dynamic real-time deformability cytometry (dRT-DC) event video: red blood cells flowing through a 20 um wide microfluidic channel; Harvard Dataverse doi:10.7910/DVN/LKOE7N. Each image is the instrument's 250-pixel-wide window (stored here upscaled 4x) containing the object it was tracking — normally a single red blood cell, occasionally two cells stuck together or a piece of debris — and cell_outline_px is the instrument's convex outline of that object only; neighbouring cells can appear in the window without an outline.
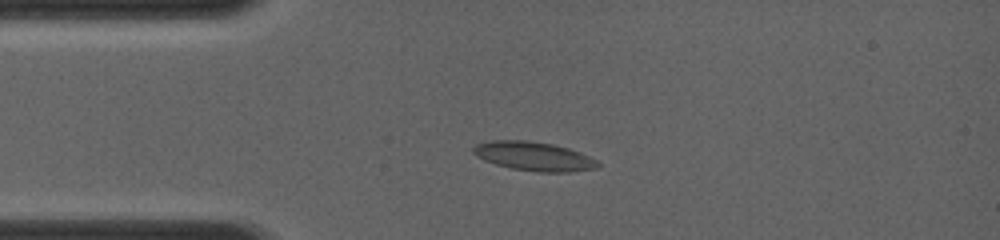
{"species": "common noctule bat (a hibernating species)", "species_latin": "Nyctalus noctula", "temperature_condition": "room temperature", "stored_images_in_passage": 4, "camera_frame_rate_fps": 4000, "um_per_image_px": 0.085, "animal": {"sex": "female", "body_mass_g": 19.0, "forearm_length_mm": 56.7}, "frame": {"image": 1, "passage_image": 3, "time_ms": 2.25, "image_size_px": [1000, 240], "cell_outline_px": [[600, 164], [592, 168], [568, 172], [548, 172], [516, 168], [496, 164], [480, 156], [472, 148], [476, 144], [492, 140], [524, 140], [552, 144], [568, 148], [588, 156], [596, 160]], "centroid_in_image_um": [45.4, 13.26], "position_along_channel_um": 39.6, "area_um2": 20.11}}
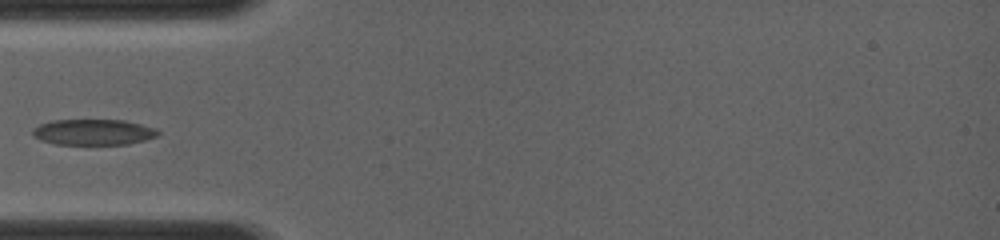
{"frame": {"image": 2, "passage_image": 4, "time_ms": 3.5, "image_size_px": [1000, 240], "cell_outline_px": [[160, 132], [156, 136], [144, 140], [124, 144], [56, 144], [44, 140], [36, 136], [32, 132], [40, 124], [52, 120], [124, 120], [152, 128]], "centroid_in_image_um": [7.94, 11.22], "position_along_channel_um": 77.1, "area_um2": 18.26}}